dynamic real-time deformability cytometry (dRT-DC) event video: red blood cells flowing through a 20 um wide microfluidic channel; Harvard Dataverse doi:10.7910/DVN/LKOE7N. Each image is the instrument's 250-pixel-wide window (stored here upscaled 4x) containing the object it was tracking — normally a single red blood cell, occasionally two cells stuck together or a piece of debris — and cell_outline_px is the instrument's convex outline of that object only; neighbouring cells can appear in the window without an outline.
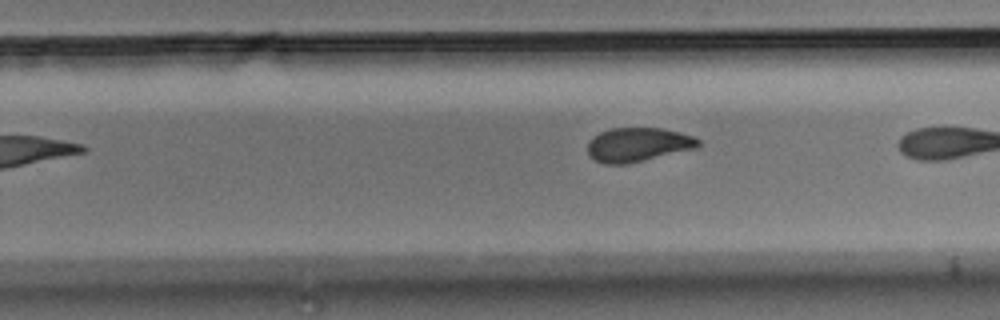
{"species": "Egyptian fruit bat (a non-hibernating species)", "species_latin": "Rousettus aegyptiacus", "temperature_condition": "room temperature", "stored_images_in_passage": 8, "camera_frame_rate_fps": 3000, "um_per_image_px": 0.085, "animal": {"sex": "male"}, "frame": {"image": 1, "passage_image": 8, "time_ms": 2.333, "image_size_px": [1000, 320], "cell_outline_px": [[700, 144], [696, 148], [628, 164], [604, 164], [596, 160], [588, 152], [588, 140], [600, 132], [612, 128], [664, 128], [680, 132], [692, 136], [700, 140]], "centroid_in_image_um": [54.23, 12.29], "position_along_channel_um": 275.6, "area_um2": 21.91}}